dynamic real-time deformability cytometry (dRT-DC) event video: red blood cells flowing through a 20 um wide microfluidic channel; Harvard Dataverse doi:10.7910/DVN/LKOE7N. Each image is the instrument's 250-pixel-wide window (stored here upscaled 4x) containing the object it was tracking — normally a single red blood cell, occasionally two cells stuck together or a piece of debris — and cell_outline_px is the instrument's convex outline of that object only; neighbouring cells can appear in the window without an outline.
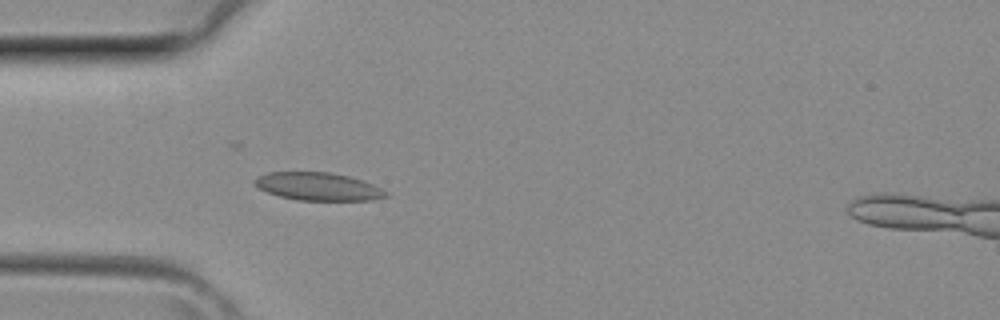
{"species": "common noctule bat (a hibernating species)", "species_latin": "Nyctalus noctula", "temperature_condition": "room temperature", "stored_images_in_passage": 40, "segment_of_instrument_passage": [1, 2], "camera_frame_rate_fps": 3000, "um_per_image_px": 0.085, "animal": {"sex": "female", "body_mass_g": 29.2, "forearm_length_mm": 56.3}, "frame": {"image": 1, "passage_image": 11, "time_ms": 3.333, "image_size_px": [1000, 320], "cell_outline_px": [[388, 196], [372, 200], [296, 200], [280, 196], [268, 192], [252, 184], [252, 180], [256, 176], [268, 172], [328, 172], [348, 176], [364, 180], [388, 192]], "centroid_in_image_um": [27.01, 15.85], "position_along_channel_um": 58.0, "area_um2": 21.39}}
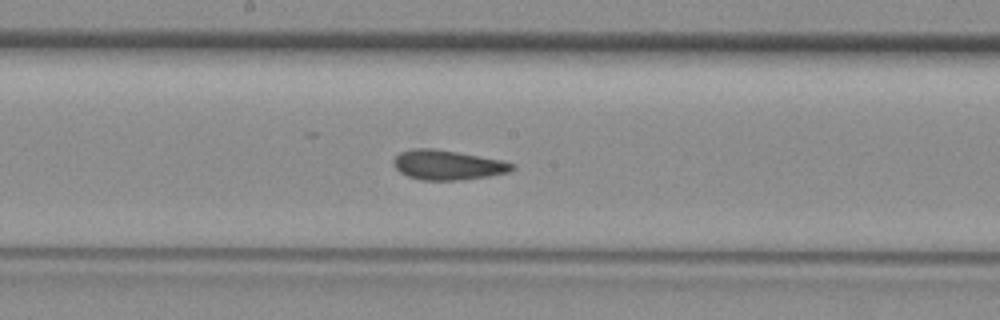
{"frame": {"image": 2, "passage_image": 20, "time_ms": 6.333, "image_size_px": [1000, 320], "cell_outline_px": [[516, 168], [508, 172], [488, 176], [456, 180], [420, 180], [408, 176], [400, 172], [392, 164], [392, 160], [400, 152], [412, 148], [436, 148], [500, 160], [516, 164]], "centroid_in_image_um": [38.01, 14.01], "position_along_channel_um": 210.2, "area_um2": 20.52}}
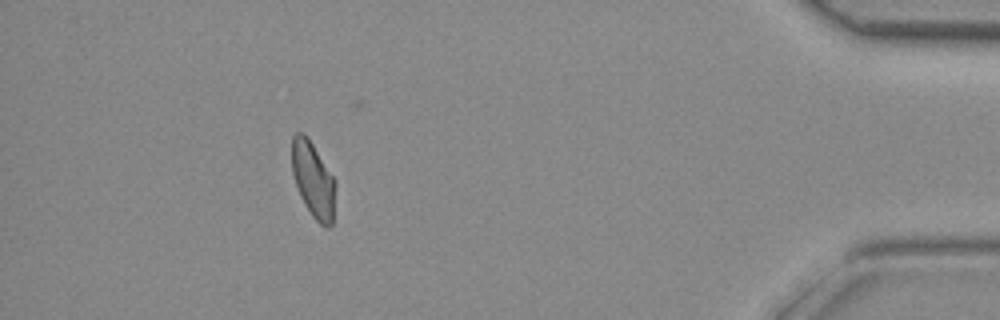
{"frame": {"image": 3, "passage_image": 35, "time_ms": 11.333, "image_size_px": [1000, 320], "cell_outline_px": [[336, 184], [332, 224], [328, 228], [324, 228], [312, 216], [304, 204], [300, 196], [292, 172], [292, 136], [296, 132], [304, 132], [336, 180]], "centroid_in_image_um": [26.62, 15.3], "position_along_channel_um": 408.6, "area_um2": 19.25}}